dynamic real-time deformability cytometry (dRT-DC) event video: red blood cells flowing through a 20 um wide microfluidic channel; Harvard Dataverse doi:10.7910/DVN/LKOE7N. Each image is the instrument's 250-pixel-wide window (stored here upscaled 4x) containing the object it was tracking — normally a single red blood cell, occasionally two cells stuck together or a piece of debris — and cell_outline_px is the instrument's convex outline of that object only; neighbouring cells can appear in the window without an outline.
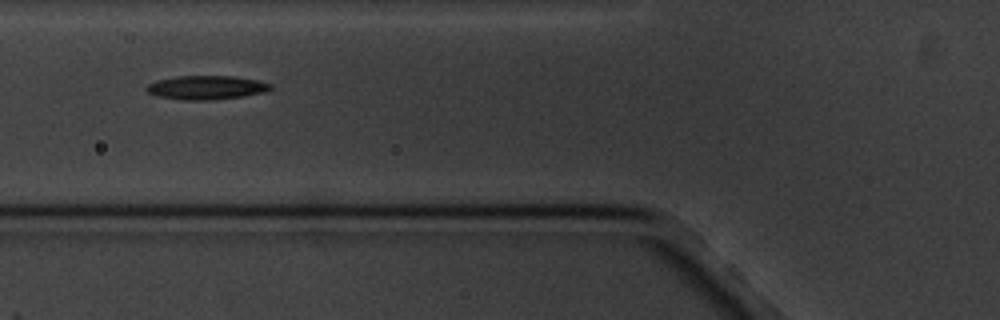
{"species": "common noctule bat (a hibernating species)", "species_latin": "Nyctalus noctula", "temperature_condition": "cold", "stored_images_in_passage": 12, "camera_frame_rate_fps": 3000, "um_per_image_px": 0.085, "animal": {"sex": "male", "body_mass_g": 20.1, "forearm_length_mm": 53.5}, "frame": {"image": 1, "passage_image": 7, "time_ms": 6.667, "image_size_px": [1000, 320], "cell_outline_px": [[272, 88], [264, 92], [244, 96], [212, 100], [184, 100], [156, 96], [148, 92], [144, 88], [148, 84], [160, 80], [176, 76], [232, 76], [256, 80], [272, 84]], "centroid_in_image_um": [17.53, 7.44], "position_along_channel_um": 108.3, "area_um2": 17.17}}
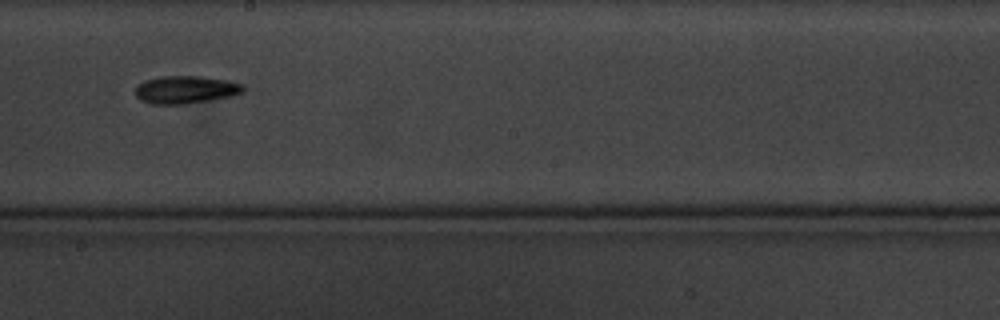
{"frame": {"image": 2, "passage_image": 10, "time_ms": 10.333, "image_size_px": [1000, 320], "cell_outline_px": [[244, 92], [232, 96], [184, 104], [152, 104], [140, 100], [136, 96], [136, 88], [144, 80], [164, 76], [200, 76], [228, 80], [244, 84]], "centroid_in_image_um": [15.81, 7.62], "position_along_channel_um": 232.4, "area_um2": 17.4}}
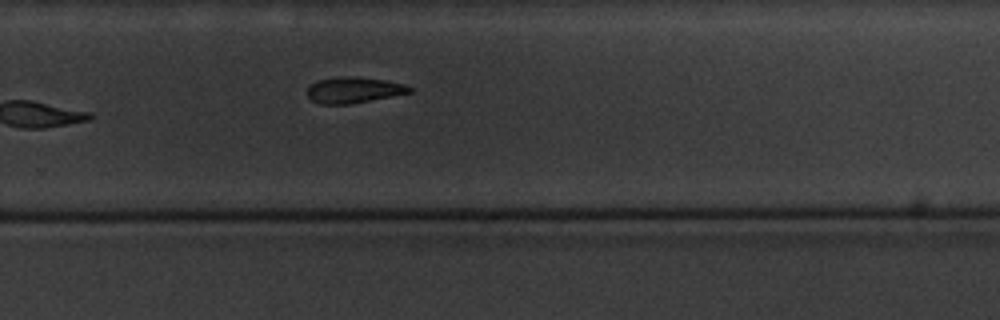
{"frame": {"image": 3, "passage_image": 12, "time_ms": 12.333, "image_size_px": [1000, 320], "cell_outline_px": [[412, 92], [392, 96], [348, 104], [320, 104], [312, 100], [308, 96], [308, 88], [316, 80], [340, 76], [352, 76], [384, 80], [404, 84], [412, 88]], "centroid_in_image_um": [30.05, 7.64], "position_along_channel_um": 299.8, "area_um2": 15.32}}